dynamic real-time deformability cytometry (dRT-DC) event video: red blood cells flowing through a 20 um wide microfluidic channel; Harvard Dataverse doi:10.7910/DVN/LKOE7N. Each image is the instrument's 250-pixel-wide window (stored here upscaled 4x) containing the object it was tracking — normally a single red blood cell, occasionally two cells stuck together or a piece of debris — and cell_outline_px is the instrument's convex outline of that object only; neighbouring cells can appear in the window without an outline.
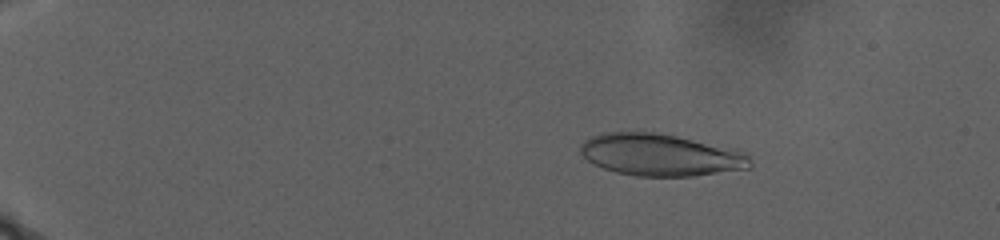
{"species": "human", "species_latin": "Homo sapiens", "temperature_condition": "warm", "stored_images_in_passage": 116, "camera_frame_rate_fps": 3000, "um_per_image_px": 0.085, "donor": {"sex": "male"}, "frame": {"image": 1, "passage_image": 10, "time_ms": 2.667, "image_size_px": [1000, 240], "cell_outline_px": [[752, 164], [748, 168], [692, 176], [636, 176], [616, 172], [604, 168], [588, 160], [580, 152], [580, 144], [588, 136], [600, 132], [660, 132], [736, 148], [752, 152]], "centroid_in_image_um": [56.21, 13.14], "position_along_channel_um": 28.8, "area_um2": 42.31}}
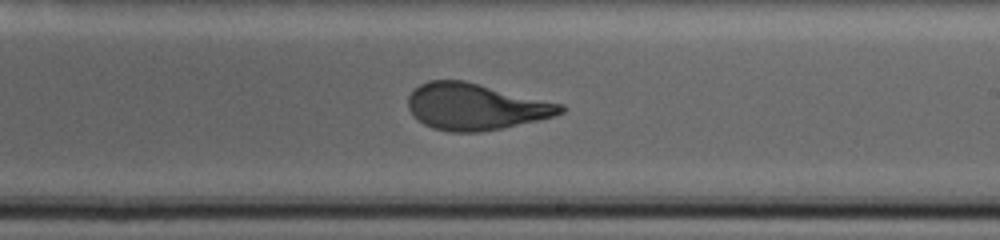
{"frame": {"image": 2, "passage_image": 71, "time_ms": 18.0, "image_size_px": [1000, 240], "cell_outline_px": [[568, 108], [564, 112], [552, 116], [536, 120], [500, 128], [480, 132], [448, 132], [432, 128], [424, 124], [412, 116], [408, 108], [408, 96], [420, 84], [428, 80], [464, 80], [564, 104]], "centroid_in_image_um": [40.4, 9.06], "position_along_channel_um": 248.6, "area_um2": 41.33}}
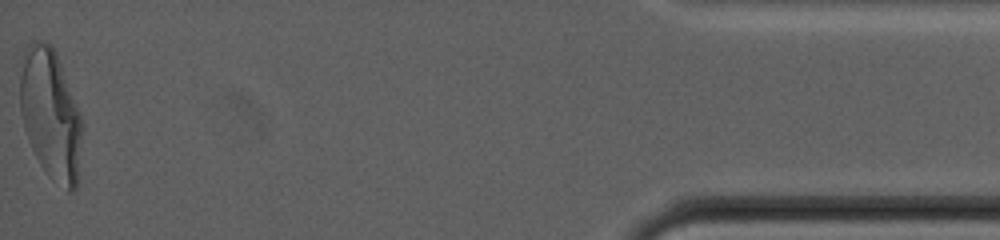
{"frame": {"image": 3, "passage_image": 115, "time_ms": 29.333, "image_size_px": [1000, 240], "cell_outline_px": [[84, 120], [76, 188], [72, 192], [68, 192], [52, 180], [48, 176], [40, 164], [28, 140], [24, 128], [20, 112], [20, 76], [28, 44], [32, 40], [44, 40], [52, 44], [56, 52]], "centroid_in_image_um": [4.33, 9.73], "position_along_channel_um": 430.9, "area_um2": 47.57}, "authors_computed_cell_mechanics": {"area_um2": 41.9628, "velocity_mm_per_s": 2.2448, "shape_relaxation_time_tau1_ms": 9.9545, "shape_relaxation_time_tau2_ms": 1.3084, "deformation_change_tau1": 0.2683, "deformation_change_tau2": 0.0786}}